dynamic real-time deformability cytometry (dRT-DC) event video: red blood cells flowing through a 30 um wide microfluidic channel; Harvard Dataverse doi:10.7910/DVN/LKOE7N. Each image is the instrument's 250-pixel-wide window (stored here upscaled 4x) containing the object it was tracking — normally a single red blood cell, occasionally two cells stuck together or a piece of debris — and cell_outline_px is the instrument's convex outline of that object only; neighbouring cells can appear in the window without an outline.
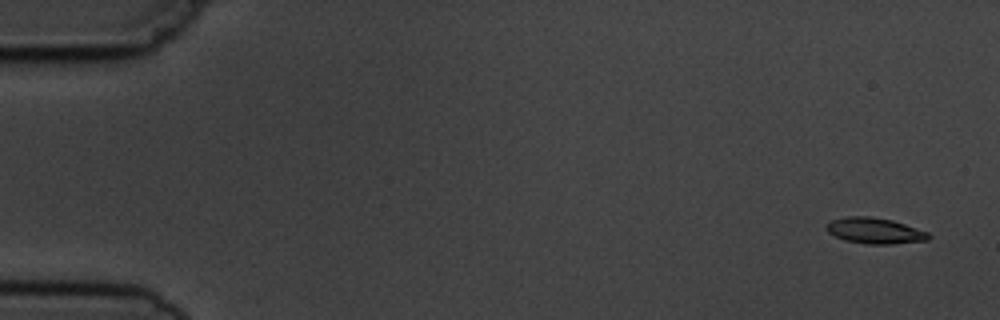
{"species": "common noctule bat (a hibernating species)", "species_latin": "Nyctalus noctula", "temperature_condition": "cold", "stored_images_in_passage": 6, "camera_frame_rate_fps": 3000, "um_per_image_px": 0.085, "animal": {"sex": "male", "body_mass_g": 19.5, "forearm_length_mm": 54.6}, "frame": {"image": 1, "passage_image": 1, "time_ms": 0.0, "image_size_px": [1000, 320], "cell_outline_px": [[932, 236], [928, 240], [892, 244], [868, 244], [844, 240], [828, 232], [824, 228], [832, 220], [848, 216], [872, 216], [892, 220], [928, 232]], "centroid_in_image_um": [74.37, 19.61], "position_along_channel_um": 10.6, "area_um2": 15.37}}